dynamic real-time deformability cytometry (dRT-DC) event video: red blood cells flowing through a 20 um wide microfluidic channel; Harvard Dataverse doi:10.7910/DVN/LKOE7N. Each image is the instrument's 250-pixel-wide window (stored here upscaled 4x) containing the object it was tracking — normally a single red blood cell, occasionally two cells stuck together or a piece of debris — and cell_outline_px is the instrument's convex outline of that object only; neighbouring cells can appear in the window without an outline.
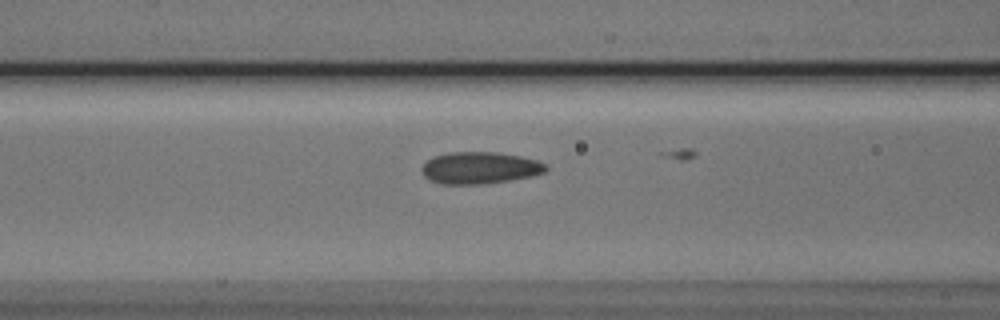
{"species": "Egyptian fruit bat (a non-hibernating species)", "species_latin": "Rousettus aegyptiacus", "temperature_condition": "cold", "stored_images_in_passage": 13, "camera_frame_rate_fps": 3000, "um_per_image_px": 0.085, "animal": {"sex": "male"}, "frame": {"image": 1, "passage_image": 6, "time_ms": 1.667, "image_size_px": [1000, 320], "cell_outline_px": [[548, 168], [544, 172], [532, 176], [484, 184], [440, 184], [424, 176], [420, 168], [432, 156], [448, 152], [500, 152], [520, 156], [536, 160], [548, 164]], "centroid_in_image_um": [40.78, 14.26], "position_along_channel_um": 125.8, "area_um2": 23.18}}
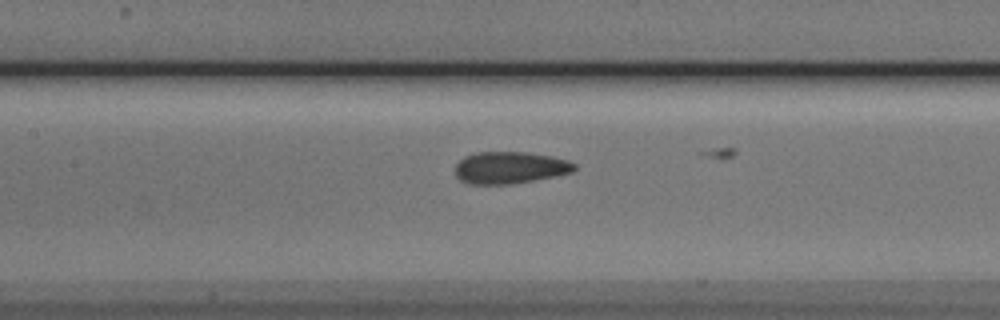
{"frame": {"image": 2, "passage_image": 9, "time_ms": 2.667, "image_size_px": [1000, 320], "cell_outline_px": [[576, 168], [572, 172], [556, 176], [512, 184], [468, 184], [460, 180], [456, 176], [456, 164], [464, 156], [476, 152], [528, 152], [552, 156], [568, 160], [576, 164]], "centroid_in_image_um": [43.35, 14.25], "position_along_channel_um": 164.1, "area_um2": 22.37}}
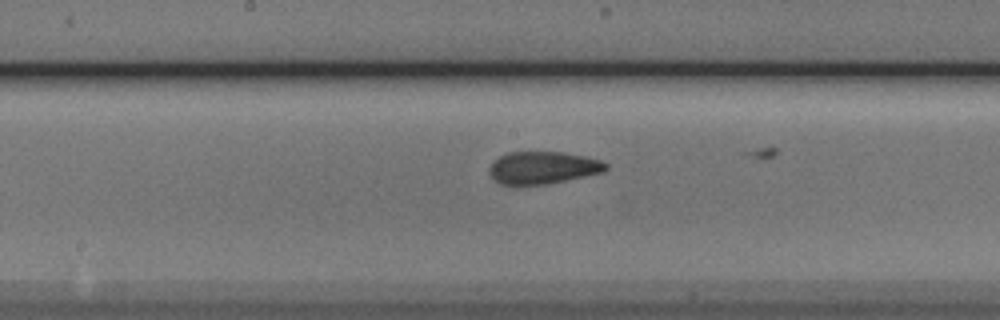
{"frame": {"image": 3, "passage_image": 12, "time_ms": 3.667, "image_size_px": [1000, 320], "cell_outline_px": [[608, 168], [604, 172], [548, 184], [500, 184], [488, 172], [488, 168], [500, 156], [508, 152], [564, 152], [584, 156], [600, 160], [608, 164]], "centroid_in_image_um": [46.18, 14.25], "position_along_channel_um": 202.0, "area_um2": 21.85}}